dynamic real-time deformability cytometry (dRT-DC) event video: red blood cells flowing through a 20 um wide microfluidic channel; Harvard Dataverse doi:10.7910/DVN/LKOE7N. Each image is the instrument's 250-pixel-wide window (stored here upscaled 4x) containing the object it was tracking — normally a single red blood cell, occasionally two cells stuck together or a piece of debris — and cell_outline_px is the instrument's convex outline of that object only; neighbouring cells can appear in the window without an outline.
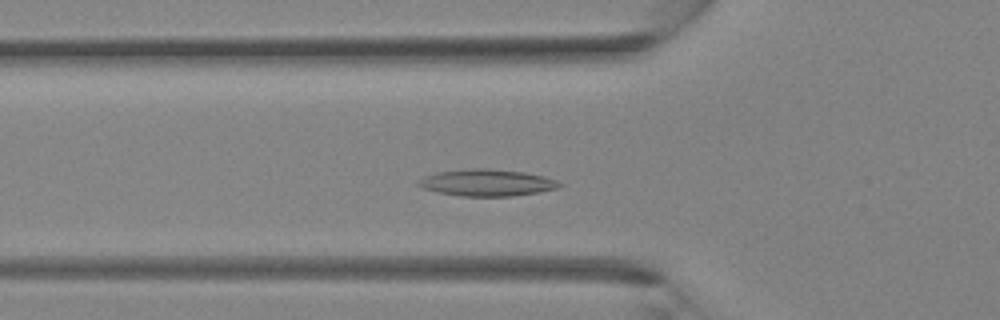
{"species": "Egyptian fruit bat (a non-hibernating species)", "species_latin": "Rousettus aegyptiacus", "temperature_condition": "room temperature", "stored_images_in_passage": 33, "camera_frame_rate_fps": 3000, "um_per_image_px": 0.085, "animal": {"sex": "female"}, "frame": {"image": 1, "passage_image": 9, "time_ms": 2.667, "image_size_px": [1000, 320], "cell_outline_px": [[564, 184], [556, 188], [540, 192], [512, 196], [460, 196], [420, 188], [416, 184], [416, 180], [424, 176], [436, 172], [472, 168], [488, 168], [524, 172], [544, 176], [556, 180]], "centroid_in_image_um": [41.35, 15.52], "position_along_channel_um": 84.4, "area_um2": 22.14}}
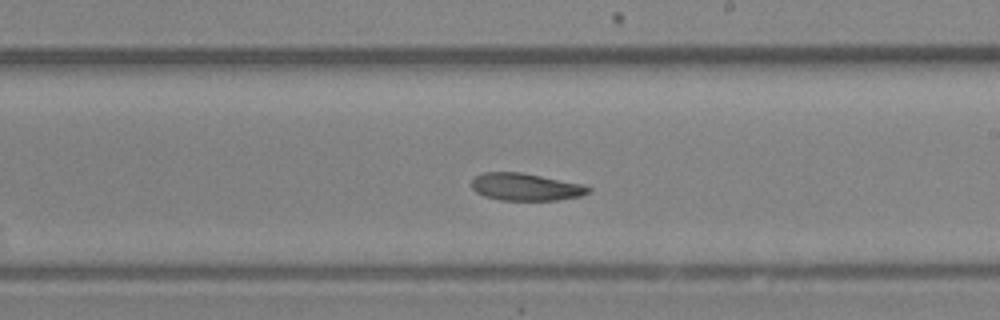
{"frame": {"image": 2, "passage_image": 18, "time_ms": 5.667, "image_size_px": [1000, 320], "cell_outline_px": [[592, 188], [588, 192], [580, 196], [556, 200], [500, 200], [484, 196], [476, 192], [472, 188], [472, 180], [476, 176], [484, 172], [520, 172], [580, 184]], "centroid_in_image_um": [44.63, 15.89], "position_along_channel_um": 244.4, "area_um2": 18.32}}
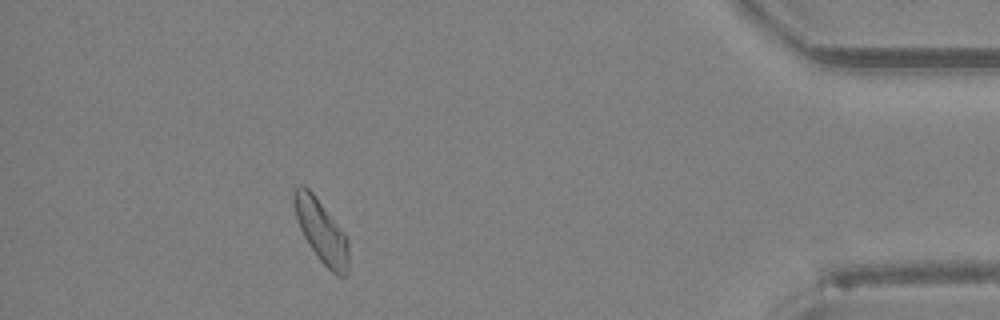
{"frame": {"image": 3, "passage_image": 30, "time_ms": 9.667, "image_size_px": [1000, 320], "cell_outline_px": [[348, 272], [344, 276], [336, 276], [320, 260], [308, 244], [300, 228], [296, 216], [292, 200], [292, 192], [300, 184], [304, 184], [312, 192], [344, 232], [348, 240]], "centroid_in_image_um": [27.3, 19.63], "position_along_channel_um": 407.9, "area_um2": 19.88}}